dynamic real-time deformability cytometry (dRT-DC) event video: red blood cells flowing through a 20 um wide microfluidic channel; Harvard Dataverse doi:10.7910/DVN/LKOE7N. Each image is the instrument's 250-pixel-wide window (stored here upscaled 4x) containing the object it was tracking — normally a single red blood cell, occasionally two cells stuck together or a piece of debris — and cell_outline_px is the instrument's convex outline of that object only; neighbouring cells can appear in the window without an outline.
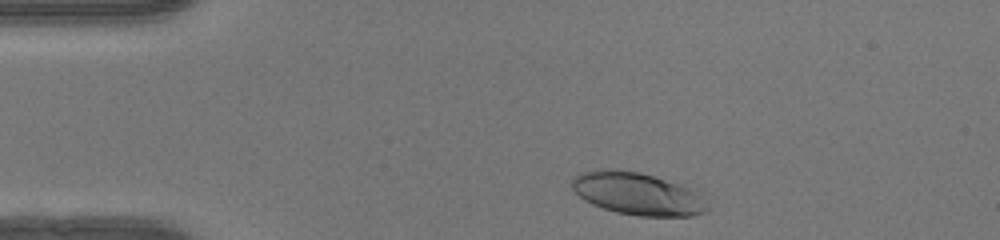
{"species": "human", "species_latin": "Homo sapiens", "temperature_condition": "warm", "stored_images_in_passage": 35, "camera_frame_rate_fps": 3000, "um_per_image_px": 0.085, "donor": {"sex": "female"}, "frame": {"image": 1, "passage_image": 2, "time_ms": 0.333, "image_size_px": [1000, 240], "cell_outline_px": [[708, 208], [704, 212], [692, 216], [636, 216], [616, 212], [592, 204], [584, 200], [568, 184], [580, 172], [600, 168], [612, 168], [640, 172], [676, 184], [692, 192]], "centroid_in_image_um": [54.02, 16.46], "position_along_channel_um": 31.0, "area_um2": 32.77}}
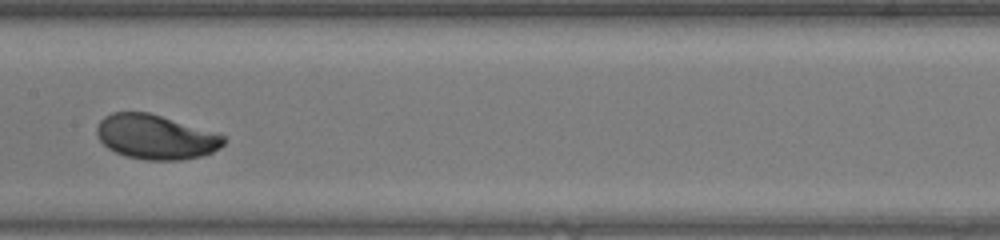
{"frame": {"image": 2, "passage_image": 18, "time_ms": 5.667, "image_size_px": [1000, 240], "cell_outline_px": [[224, 144], [220, 148], [212, 152], [200, 156], [180, 160], [144, 160], [124, 156], [108, 148], [100, 140], [96, 132], [96, 128], [100, 120], [104, 116], [112, 112], [148, 112], [220, 132], [224, 136]], "centroid_in_image_um": [13.26, 11.63], "position_along_channel_um": 194.1, "area_um2": 33.29}}
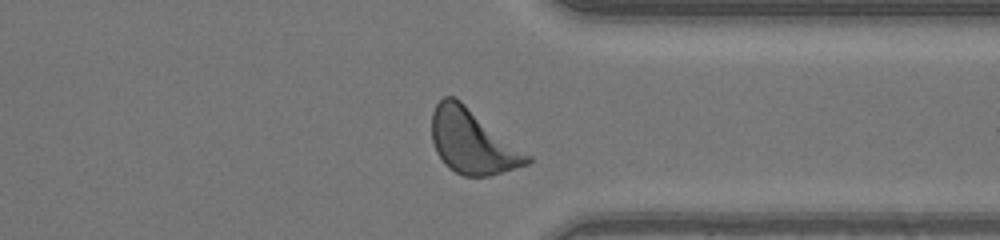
{"frame": {"image": 3, "passage_image": 31, "time_ms": 10.0, "image_size_px": [1000, 240], "cell_outline_px": [[532, 160], [528, 164], [488, 176], [464, 176], [448, 168], [444, 164], [436, 152], [432, 140], [432, 112], [436, 104], [444, 96], [456, 96], [532, 156]], "centroid_in_image_um": [40.15, 12.02], "position_along_channel_um": 371.2, "area_um2": 35.95}, "authors_computed_cell_mechanics": {"area_um2": 32.8304, "velocity_mm_per_s": 4.1335, "shape_relaxation_time_tau1_ms": 2.2989, "shape_relaxation_time_tau2_ms": null, "deformation_change_tau1": 0.1527, "deformation_change_tau2": null}}